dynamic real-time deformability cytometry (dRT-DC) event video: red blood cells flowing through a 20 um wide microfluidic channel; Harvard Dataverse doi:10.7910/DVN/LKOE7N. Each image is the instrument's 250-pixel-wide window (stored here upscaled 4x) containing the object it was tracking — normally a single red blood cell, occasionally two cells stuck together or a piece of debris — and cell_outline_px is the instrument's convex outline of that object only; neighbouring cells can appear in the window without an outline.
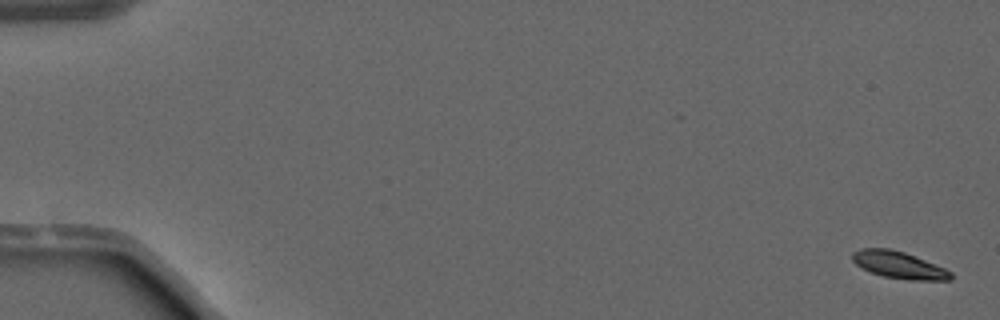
{"species": "common noctule bat (a hibernating species)", "species_latin": "Nyctalus noctula", "temperature_condition": "warm", "stored_images_in_passage": 3, "camera_frame_rate_fps": 3000, "um_per_image_px": 0.085, "animal": {"sex": "male", "forearm_length_mm": 52.5}, "frame": {"image": 1, "passage_image": 1, "time_ms": 0.0, "image_size_px": [1000, 320], "cell_outline_px": [[952, 280], [908, 280], [884, 276], [872, 272], [856, 264], [852, 260], [852, 252], [860, 248], [888, 248], [904, 252], [944, 268], [952, 272]], "centroid_in_image_um": [76.4, 22.52], "position_along_channel_um": 8.6, "area_um2": 15.26}}